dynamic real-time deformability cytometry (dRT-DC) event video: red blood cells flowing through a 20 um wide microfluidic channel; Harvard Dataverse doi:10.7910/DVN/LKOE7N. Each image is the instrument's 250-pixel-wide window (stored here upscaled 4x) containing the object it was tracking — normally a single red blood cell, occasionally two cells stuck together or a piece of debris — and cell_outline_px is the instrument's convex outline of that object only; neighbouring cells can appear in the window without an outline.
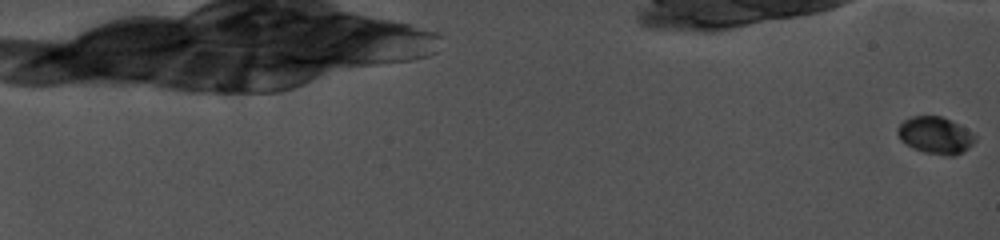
{"species": "common noctule bat (a hibernating species)", "species_latin": "Nyctalus noctula", "temperature_condition": "cold", "stored_images_in_passage": 22, "camera_frame_rate_fps": 5000, "um_per_image_px": 0.085, "animal": {"sex": "female", "body_mass_g": 19.0, "forearm_length_mm": 56.7}, "frame": {"image": 1, "passage_image": 1, "time_ms": 0.0, "image_size_px": [1000, 240], "cell_outline_px": [[964, 148], [956, 152], [940, 152], [920, 148], [904, 140], [900, 136], [900, 124], [904, 120], [912, 116], [940, 116], [964, 128]], "centroid_in_image_um": [79.3, 11.36], "position_along_channel_um": 5.7, "area_um2": 13.58}}
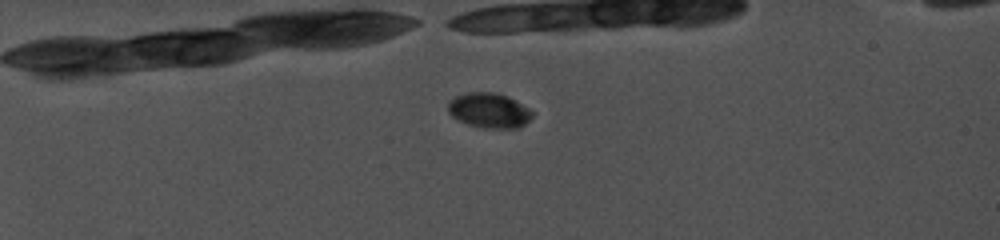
{"frame": {"image": 2, "passage_image": 16, "time_ms": 7.0, "image_size_px": [1000, 240], "cell_outline_px": [[532, 112], [520, 124], [476, 124], [464, 120], [456, 116], [448, 108], [448, 104], [456, 96], [468, 92], [492, 92], [508, 96]], "centroid_in_image_um": [41.5, 9.24], "position_along_channel_um": 43.5, "area_um2": 14.74}}